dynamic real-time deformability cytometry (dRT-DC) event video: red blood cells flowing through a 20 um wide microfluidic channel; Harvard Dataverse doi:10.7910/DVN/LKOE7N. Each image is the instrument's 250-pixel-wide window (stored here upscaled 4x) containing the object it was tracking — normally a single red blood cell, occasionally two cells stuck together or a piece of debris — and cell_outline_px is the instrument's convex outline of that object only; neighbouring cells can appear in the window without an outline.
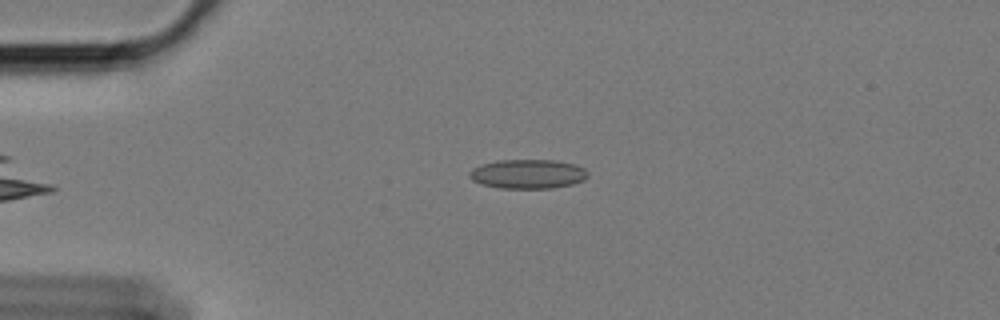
{"species": "Egyptian fruit bat (a non-hibernating species)", "species_latin": "Rousettus aegyptiacus", "temperature_condition": "cold", "stored_images_in_passage": 47, "camera_frame_rate_fps": 3000, "um_per_image_px": 0.085, "animal": {"sex": "female"}, "frame": {"image": 1, "passage_image": 2, "time_ms": 0.333, "image_size_px": [1000, 320], "cell_outline_px": [[588, 176], [584, 180], [572, 184], [552, 188], [500, 188], [484, 184], [472, 180], [468, 176], [468, 172], [472, 168], [480, 164], [496, 160], [556, 160], [576, 164], [584, 168], [588, 172]], "centroid_in_image_um": [44.86, 14.77], "position_along_channel_um": 40.1, "area_um2": 20.35}}
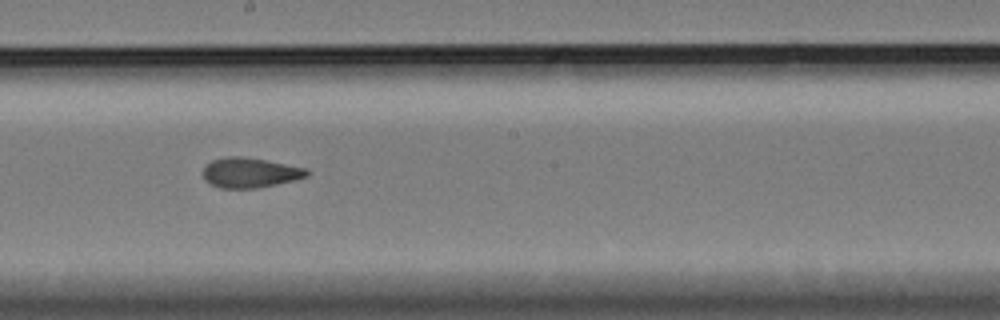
{"frame": {"image": 2, "passage_image": 21, "time_ms": 6.667, "image_size_px": [1000, 320], "cell_outline_px": [[312, 172], [308, 176], [296, 180], [256, 188], [220, 188], [208, 184], [204, 180], [204, 168], [212, 160], [228, 156], [240, 156], [264, 160], [308, 168]], "centroid_in_image_um": [21.28, 14.68], "position_along_channel_um": 226.9, "area_um2": 18.21}}
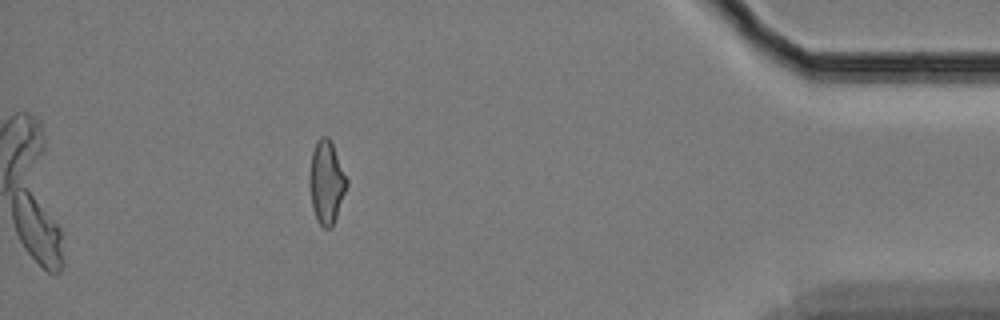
{"frame": {"image": 3, "passage_image": 41, "time_ms": 13.333, "image_size_px": [1000, 320], "cell_outline_px": [[348, 184], [332, 228], [324, 228], [316, 220], [312, 208], [308, 184], [308, 176], [312, 152], [316, 140], [320, 136], [328, 136], [332, 144], [348, 180]], "centroid_in_image_um": [27.72, 15.49], "position_along_channel_um": 407.5, "area_um2": 18.21}, "authors_computed_cell_mechanics": {"area_um2": 18.207, "velocity_mm_per_s": 3.4002, "shape_relaxation_time_tau1_ms": 5.7338, "shape_relaxation_time_tau2_ms": 1.8927, "deformation_change_tau1": 0.1447, "deformation_change_tau2": 0.0938}}